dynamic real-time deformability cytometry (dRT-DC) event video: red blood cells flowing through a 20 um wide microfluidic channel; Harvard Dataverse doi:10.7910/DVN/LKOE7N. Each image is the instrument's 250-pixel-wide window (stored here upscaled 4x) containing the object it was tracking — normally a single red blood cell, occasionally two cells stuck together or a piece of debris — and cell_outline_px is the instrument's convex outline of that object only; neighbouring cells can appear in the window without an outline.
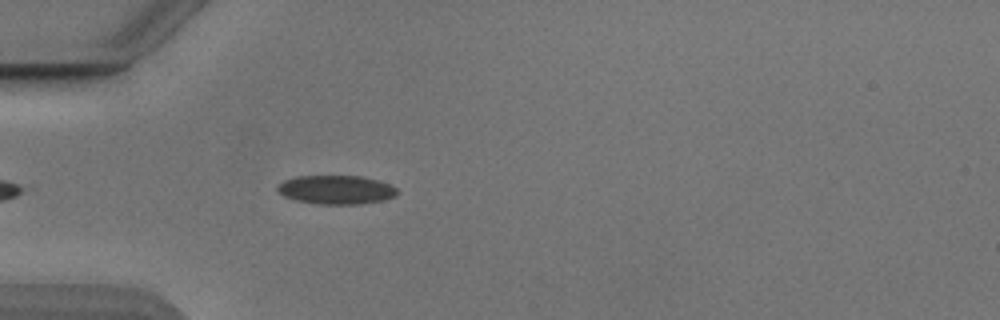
{"species": "Egyptian fruit bat (a non-hibernating species)", "species_latin": "Rousettus aegyptiacus", "temperature_condition": "cold", "stored_images_in_passage": 25, "camera_frame_rate_fps": 3000, "um_per_image_px": 0.085, "animal": {"sex": "male"}, "frame": {"image": 1, "passage_image": 2, "time_ms": 0.333, "image_size_px": [1000, 320], "cell_outline_px": [[396, 196], [384, 200], [360, 204], [320, 204], [296, 200], [284, 196], [276, 188], [276, 184], [284, 180], [296, 176], [364, 176], [380, 180], [396, 188]], "centroid_in_image_um": [28.57, 16.12], "position_along_channel_um": 56.4, "area_um2": 20.17}}
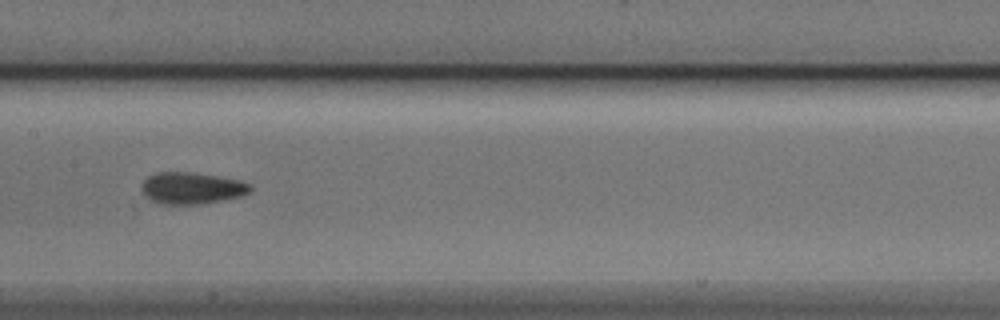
{"frame": {"image": 2, "passage_image": 13, "time_ms": 4.0, "image_size_px": [1000, 320], "cell_outline_px": [[252, 192], [244, 196], [224, 200], [200, 204], [156, 204], [144, 196], [140, 188], [140, 184], [148, 176], [160, 172], [192, 172], [240, 180], [252, 184]], "centroid_in_image_um": [16.3, 16.0], "position_along_channel_um": 191.1, "area_um2": 20.52}}
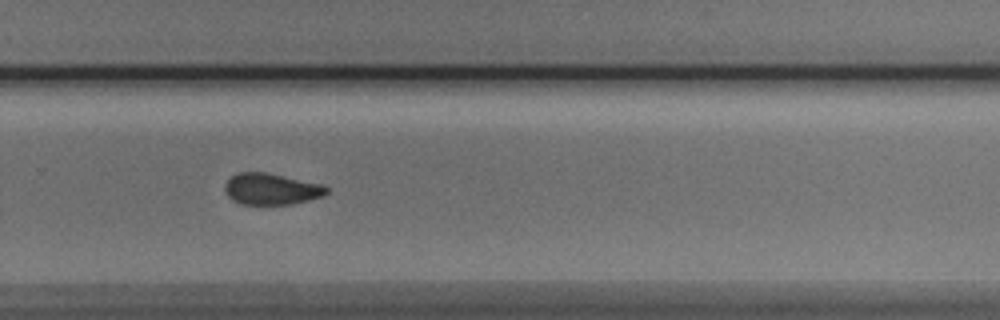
{"frame": {"image": 3, "passage_image": 22, "time_ms": 7.0, "image_size_px": [1000, 320], "cell_outline_px": [[328, 192], [324, 196], [292, 204], [240, 204], [232, 200], [228, 196], [224, 188], [224, 184], [236, 172], [268, 172], [324, 184], [328, 188]], "centroid_in_image_um": [23.08, 16.05], "position_along_channel_um": 306.7, "area_um2": 18.84}}